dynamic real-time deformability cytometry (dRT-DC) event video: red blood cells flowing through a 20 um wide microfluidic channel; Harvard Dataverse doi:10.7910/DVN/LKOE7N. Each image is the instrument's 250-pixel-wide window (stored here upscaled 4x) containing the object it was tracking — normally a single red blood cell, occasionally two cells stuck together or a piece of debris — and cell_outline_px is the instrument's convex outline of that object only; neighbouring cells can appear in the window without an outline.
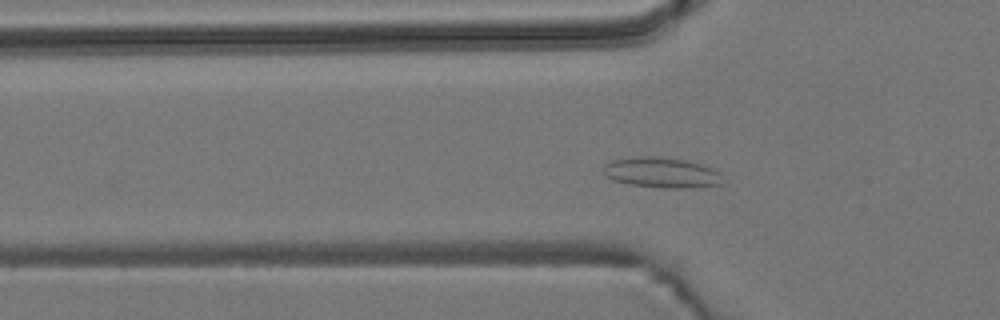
{"species": "common noctule bat (a hibernating species)", "species_latin": "Nyctalus noctula", "temperature_condition": "room temperature", "stored_images_in_passage": 49, "camera_frame_rate_fps": 3000, "um_per_image_px": 0.085, "animal": {"sex": "male", "body_mass_g": 19.2, "forearm_length_mm": 51.8}, "frame": {"image": 1, "passage_image": 12, "time_ms": 3.667, "image_size_px": [1000, 320], "cell_outline_px": [[720, 184], [696, 188], [672, 188], [628, 184], [612, 180], [604, 176], [604, 164], [612, 160], [636, 156], [656, 156], [688, 160], [712, 168], [716, 172]], "centroid_in_image_um": [56.15, 14.66], "position_along_channel_um": 69.7, "area_um2": 20.98}}
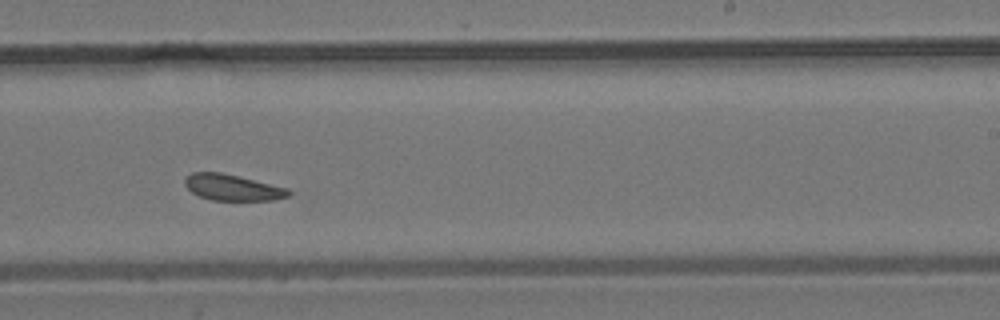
{"frame": {"image": 2, "passage_image": 28, "time_ms": 9.0, "image_size_px": [1000, 320], "cell_outline_px": [[292, 192], [288, 196], [272, 200], [212, 200], [200, 196], [192, 192], [184, 184], [184, 180], [192, 172], [220, 172], [288, 188]], "centroid_in_image_um": [19.76, 15.94], "position_along_channel_um": 269.2, "area_um2": 15.55}}
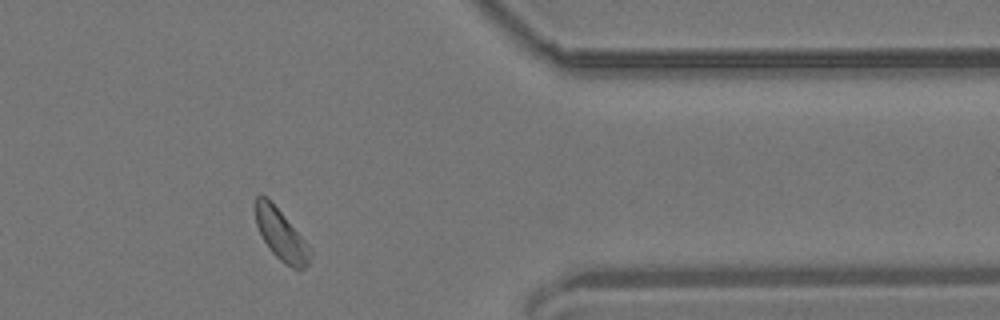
{"frame": {"image": 3, "passage_image": 39, "time_ms": 12.667, "image_size_px": [1000, 320], "cell_outline_px": [[312, 252], [308, 264], [304, 268], [292, 268], [284, 264], [272, 252], [264, 240], [256, 224], [256, 196], [264, 196], [280, 212], [312, 248]], "centroid_in_image_um": [23.93, 20.02], "position_along_channel_um": 387.5, "area_um2": 15.66}}